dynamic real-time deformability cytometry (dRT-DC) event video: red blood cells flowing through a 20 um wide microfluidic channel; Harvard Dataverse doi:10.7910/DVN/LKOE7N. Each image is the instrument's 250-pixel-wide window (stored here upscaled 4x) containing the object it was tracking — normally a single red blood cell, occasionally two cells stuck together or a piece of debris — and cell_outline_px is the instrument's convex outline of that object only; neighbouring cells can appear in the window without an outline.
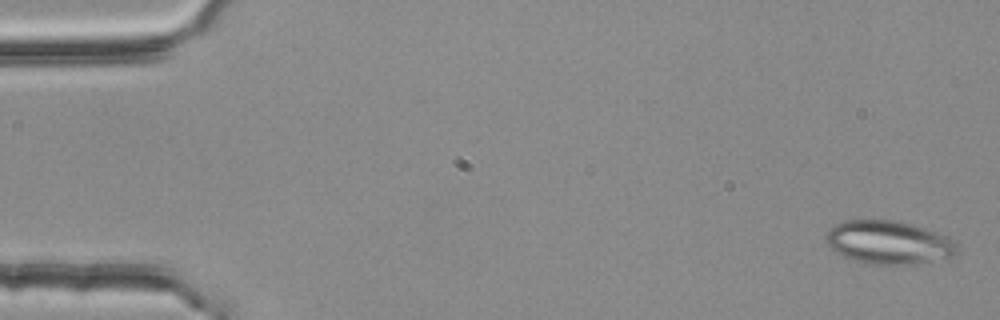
{"species": "common noctule bat (a hibernating species)", "species_latin": "Nyctalus noctula", "temperature_condition": "room temperature", "stored_images_in_passage": 3, "camera_frame_rate_fps": 3000, "um_per_image_px": 0.085, "animal": {"sex": "female", "body_mass_g": 25.1}, "frame": {"image": 1, "passage_image": 1, "time_ms": 0.0, "image_size_px": [1000, 320], "cell_outline_px": [[956, 252], [952, 256], [908, 264], [864, 264], [844, 256], [836, 252], [824, 240], [828, 232], [840, 220], [896, 220], [912, 224], [948, 236], [956, 244]], "centroid_in_image_um": [75.49, 20.59], "position_along_channel_um": 9.5, "area_um2": 32.71}}